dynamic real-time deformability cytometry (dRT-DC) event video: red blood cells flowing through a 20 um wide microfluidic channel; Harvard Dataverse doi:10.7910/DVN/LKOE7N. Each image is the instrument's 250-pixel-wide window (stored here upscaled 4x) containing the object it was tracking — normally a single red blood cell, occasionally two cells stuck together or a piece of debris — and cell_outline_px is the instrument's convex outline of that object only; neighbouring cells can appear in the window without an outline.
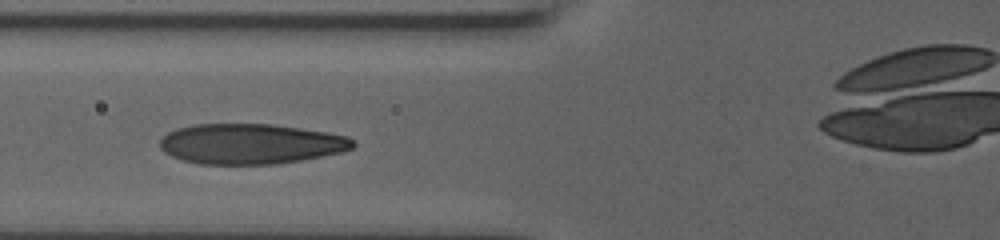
{"species": "human", "species_latin": "Homo sapiens", "temperature_condition": "room temperature", "stored_images_in_passage": 7, "camera_frame_rate_fps": 3000, "um_per_image_px": 0.085, "donor": {"sex": "male"}, "frame": {"image": 1, "passage_image": 5, "time_ms": 4.0, "image_size_px": [1000, 240], "cell_outline_px": [[356, 144], [352, 148], [340, 152], [300, 160], [276, 164], [200, 164], [184, 160], [172, 156], [164, 152], [160, 148], [160, 140], [168, 132], [176, 128], [192, 124], [272, 124], [328, 132], [348, 136]], "centroid_in_image_um": [21.28, 12.22], "position_along_channel_um": 104.5, "area_um2": 45.26}}
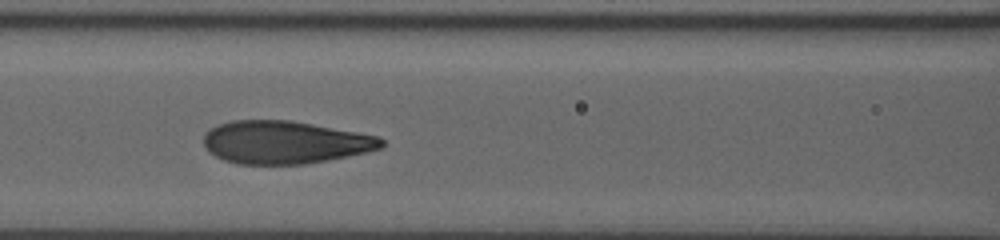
{"frame": {"image": 2, "passage_image": 6, "time_ms": 5.0, "image_size_px": [1000, 240], "cell_outline_px": [[384, 148], [368, 152], [328, 160], [304, 164], [236, 164], [224, 160], [208, 152], [204, 144], [204, 132], [208, 128], [216, 124], [232, 120], [292, 120], [356, 132], [376, 136], [384, 140]], "centroid_in_image_um": [24.18, 12.09], "position_along_channel_um": 142.4, "area_um2": 44.68}}
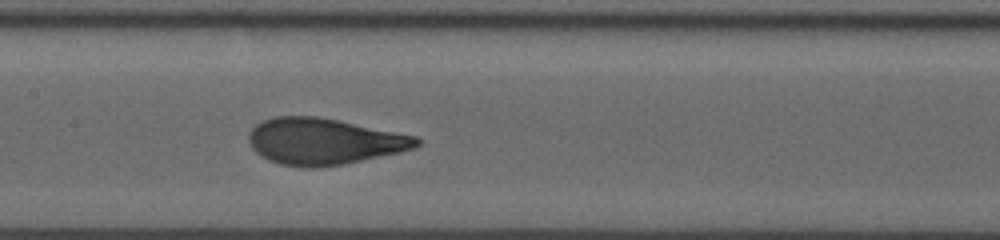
{"frame": {"image": 3, "passage_image": 7, "time_ms": 6.0, "image_size_px": [1000, 240], "cell_outline_px": [[420, 144], [416, 148], [400, 152], [344, 164], [316, 168], [304, 168], [280, 164], [268, 160], [260, 156], [252, 148], [248, 140], [248, 132], [256, 124], [264, 120], [276, 116], [316, 116], [420, 136]], "centroid_in_image_um": [27.54, 12.02], "position_along_channel_um": 179.9, "area_um2": 45.66}}